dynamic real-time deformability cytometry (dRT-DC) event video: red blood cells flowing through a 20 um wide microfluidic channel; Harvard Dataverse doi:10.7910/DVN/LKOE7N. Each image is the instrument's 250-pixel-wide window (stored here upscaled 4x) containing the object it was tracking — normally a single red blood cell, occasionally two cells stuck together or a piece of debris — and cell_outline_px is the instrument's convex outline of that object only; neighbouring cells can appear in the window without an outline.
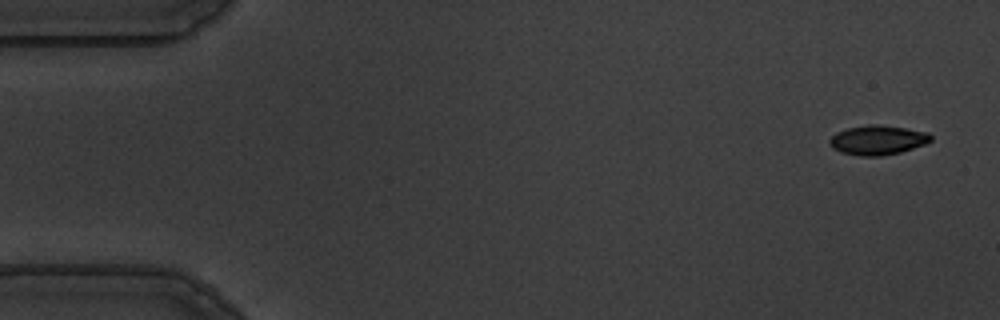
{"species": "common noctule bat (a hibernating species)", "species_latin": "Nyctalus noctula", "temperature_condition": "warm", "stored_images_in_passage": 53, "camera_frame_rate_fps": 3000, "um_per_image_px": 0.085, "animal": {"sex": "male", "body_mass_g": 19.5, "forearm_length_mm": 54.6}, "frame": {"image": 1, "passage_image": 1, "time_ms": 0.0, "image_size_px": [1000, 320], "cell_outline_px": [[932, 140], [924, 144], [900, 152], [880, 156], [860, 156], [840, 152], [832, 148], [828, 140], [836, 132], [848, 128], [872, 124], [876, 124], [904, 128], [928, 132], [932, 136]], "centroid_in_image_um": [74.58, 11.91], "position_along_channel_um": 10.4, "area_um2": 17.28}}
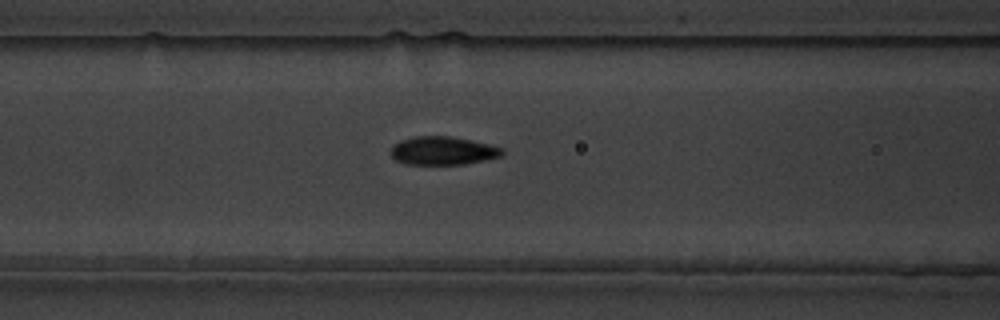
{"frame": {"image": 2, "passage_image": 21, "time_ms": 6.667, "image_size_px": [1000, 320], "cell_outline_px": [[504, 152], [500, 156], [484, 160], [464, 164], [404, 164], [396, 160], [392, 156], [392, 148], [400, 140], [416, 136], [448, 136], [472, 140], [504, 148]], "centroid_in_image_um": [37.66, 12.81], "position_along_channel_um": 128.9, "area_um2": 18.21}}
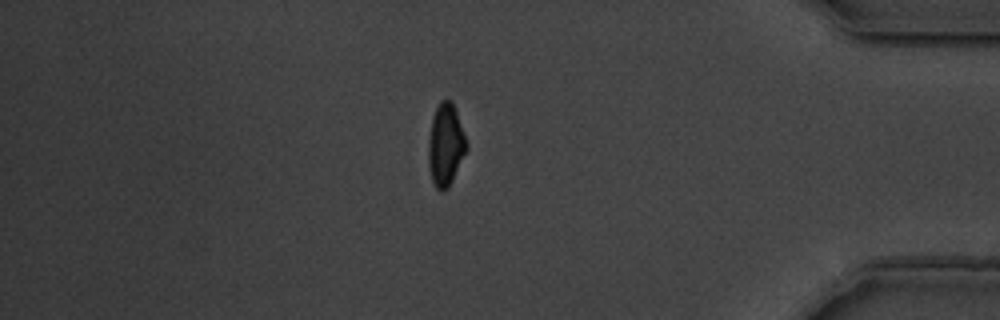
{"frame": {"image": 3, "passage_image": 46, "time_ms": 15.0, "image_size_px": [1000, 320], "cell_outline_px": [[468, 148], [448, 188], [444, 192], [436, 188], [432, 180], [428, 164], [428, 140], [432, 116], [440, 100], [452, 100], [468, 144]], "centroid_in_image_um": [37.87, 12.31], "position_along_channel_um": 397.3, "area_um2": 18.32}, "authors_computed_cell_mechanics": {"area_um2": 18.0336, "velocity_mm_per_s": 3.6375, "shape_relaxation_time_tau1_ms": 2.7466, "shape_relaxation_time_tau2_ms": 1.4996, "deformation_change_tau1": 0.1466, "deformation_change_tau2": 0.0564}}